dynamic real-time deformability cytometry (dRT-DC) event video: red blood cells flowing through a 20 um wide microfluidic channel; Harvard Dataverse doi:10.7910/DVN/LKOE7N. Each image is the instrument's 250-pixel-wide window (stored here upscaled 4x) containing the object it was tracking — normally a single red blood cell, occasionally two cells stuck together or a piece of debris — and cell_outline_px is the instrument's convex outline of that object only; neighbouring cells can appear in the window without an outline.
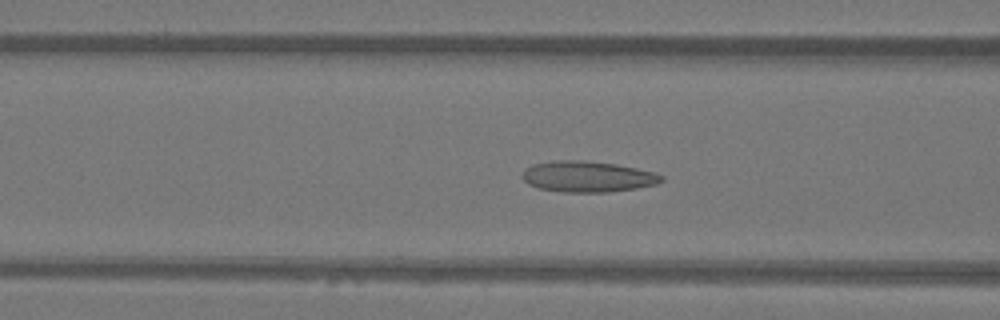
{"species": "Egyptian fruit bat (a non-hibernating species)", "species_latin": "Rousettus aegyptiacus", "temperature_condition": "warm", "stored_images_in_passage": 49, "camera_frame_rate_fps": 3000, "um_per_image_px": 0.085, "animal": {"sex": "female"}, "frame": {"image": 1, "passage_image": 19, "time_ms": 6.0, "image_size_px": [1000, 320], "cell_outline_px": [[664, 180], [656, 184], [636, 188], [608, 192], [560, 192], [540, 188], [528, 184], [520, 176], [524, 168], [532, 164], [556, 160], [584, 160], [616, 164], [636, 168], [652, 172], [664, 176]], "centroid_in_image_um": [49.9, 15.0], "position_along_channel_um": 116.7, "area_um2": 25.2}}
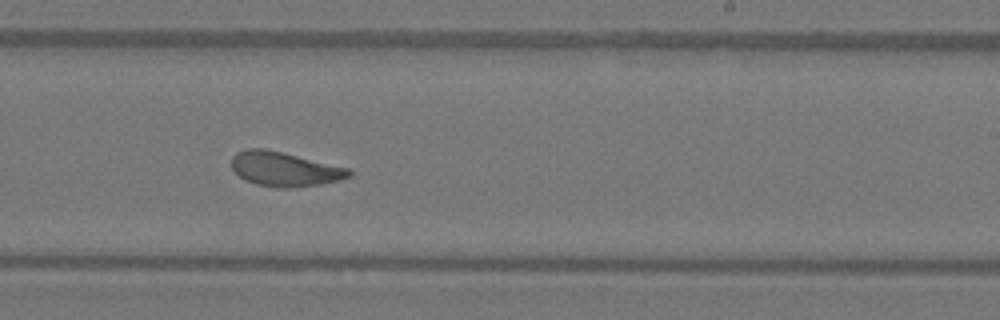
{"frame": {"image": 2, "passage_image": 30, "time_ms": 9.667, "image_size_px": [1000, 320], "cell_outline_px": [[352, 176], [340, 180], [320, 184], [288, 188], [276, 188], [256, 184], [244, 180], [232, 168], [232, 156], [236, 152], [248, 148], [264, 148], [348, 168], [352, 172]], "centroid_in_image_um": [24.17, 14.38], "position_along_channel_um": 264.8, "area_um2": 23.41}}
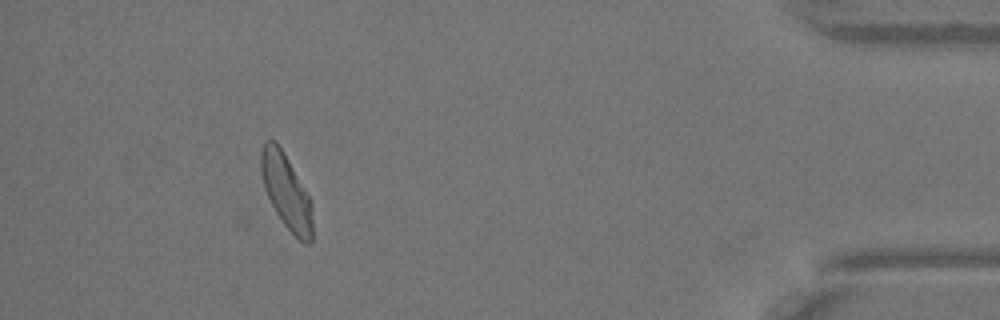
{"frame": {"image": 3, "passage_image": 45, "time_ms": 14.667, "image_size_px": [1000, 320], "cell_outline_px": [[312, 244], [304, 244], [284, 224], [276, 212], [264, 188], [260, 172], [260, 152], [264, 140], [276, 140], [284, 152], [308, 196], [312, 204]], "centroid_in_image_um": [24.31, 16.25], "position_along_channel_um": 410.9, "area_um2": 22.31}, "authors_computed_cell_mechanics": {"area_um2": 23.6402, "velocity_mm_per_s": 4.0576, "shape_relaxation_time_tau1_ms": 6.1313, "shape_relaxation_time_tau2_ms": 1.2089, "deformation_change_tau1": 0.1811, "deformation_change_tau2": 0.0742}}